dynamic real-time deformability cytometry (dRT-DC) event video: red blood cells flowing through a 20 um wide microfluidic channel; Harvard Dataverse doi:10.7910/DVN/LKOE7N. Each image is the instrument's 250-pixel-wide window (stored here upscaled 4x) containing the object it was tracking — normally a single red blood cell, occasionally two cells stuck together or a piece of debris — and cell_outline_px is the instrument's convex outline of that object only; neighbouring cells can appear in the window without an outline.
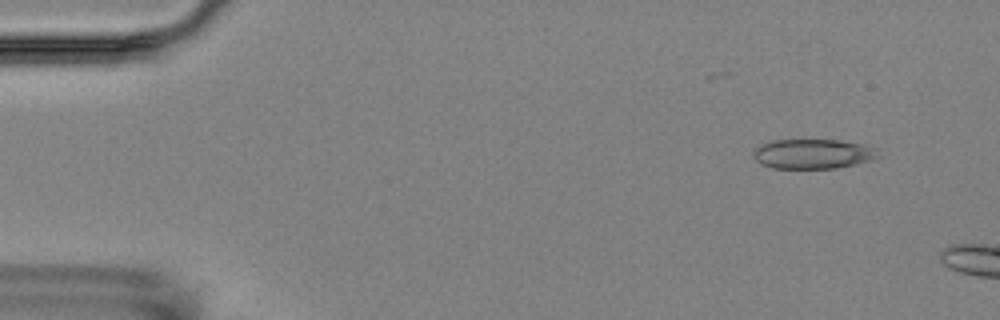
{"species": "Egyptian fruit bat (a non-hibernating species)", "species_latin": "Rousettus aegyptiacus", "temperature_condition": "room temperature", "stored_images_in_passage": 5, "camera_frame_rate_fps": 3000, "um_per_image_px": 0.085, "animal": {"sex": "female"}, "frame": {"image": 1, "passage_image": 2, "time_ms": 1.0, "image_size_px": [1000, 320], "cell_outline_px": [[880, 156], [872, 160], [856, 164], [836, 168], [772, 168], [760, 164], [752, 156], [752, 152], [760, 144], [772, 140], [840, 140], [864, 144], [876, 148]], "centroid_in_image_um": [69.09, 13.08], "position_along_channel_um": 15.9, "area_um2": 21.85}}